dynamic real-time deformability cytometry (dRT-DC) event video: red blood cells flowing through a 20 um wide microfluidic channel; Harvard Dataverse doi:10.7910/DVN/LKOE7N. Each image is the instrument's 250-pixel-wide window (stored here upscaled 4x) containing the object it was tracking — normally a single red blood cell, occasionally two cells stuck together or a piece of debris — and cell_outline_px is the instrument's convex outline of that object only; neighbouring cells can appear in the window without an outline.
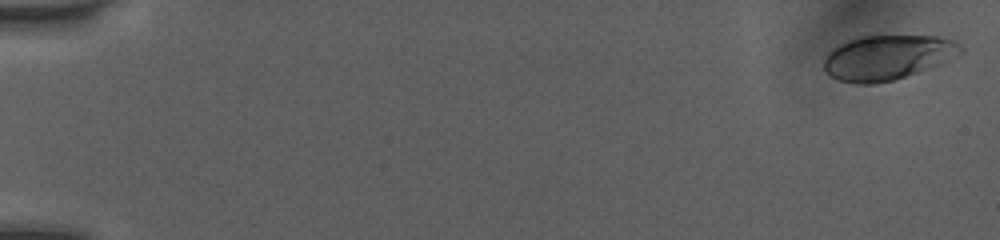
{"species": "human", "species_latin": "Homo sapiens", "temperature_condition": "room temperature", "stored_images_in_passage": 51, "camera_frame_rate_fps": 3000, "um_per_image_px": 0.085, "donor": {"sex": "female"}, "frame": {"image": 1, "passage_image": 1, "time_ms": 0.0, "image_size_px": [1000, 240], "cell_outline_px": [[964, 52], [960, 56], [916, 72], [892, 80], [876, 84], [856, 84], [836, 80], [828, 76], [824, 72], [824, 56], [828, 52], [840, 44], [848, 40], [860, 36], [936, 36], [952, 40], [964, 48]], "centroid_in_image_um": [75.4, 4.89], "position_along_channel_um": 9.6, "area_um2": 35.78}}
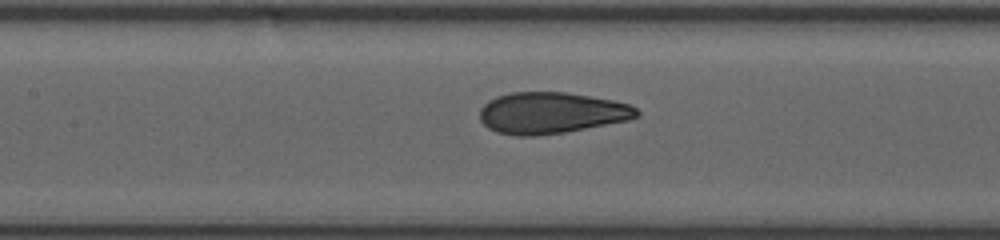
{"frame": {"image": 2, "passage_image": 25, "time_ms": 8.0, "image_size_px": [1000, 240], "cell_outline_px": [[640, 116], [628, 120], [564, 132], [536, 136], [516, 136], [496, 132], [488, 128], [480, 120], [480, 108], [488, 100], [496, 96], [512, 92], [568, 92], [612, 100], [632, 104], [640, 112]], "centroid_in_image_um": [46.85, 9.59], "position_along_channel_um": 160.5, "area_um2": 38.03}}
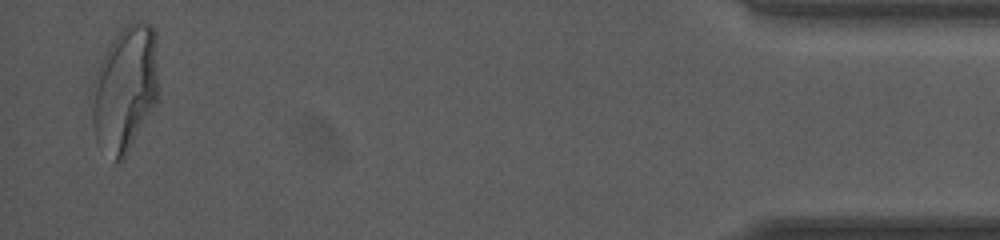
{"frame": {"image": 3, "passage_image": 50, "time_ms": 16.333, "image_size_px": [1000, 240], "cell_outline_px": [[160, 96], [124, 160], [116, 164], [96, 140], [92, 128], [88, 100], [88, 92], [92, 80], [112, 40], [128, 24], [140, 20], [152, 24], [156, 28]], "centroid_in_image_um": [10.63, 7.57], "position_along_channel_um": 424.6, "area_um2": 50.58}, "authors_computed_cell_mechanics": {"area_um2": 38.148, "velocity_mm_per_s": 4.0621, "shape_relaxation_time_tau1_ms": 4.3486, "shape_relaxation_time_tau2_ms": 0.7718, "deformation_change_tau1": 0.1781, "deformation_change_tau2": 0.0756}}